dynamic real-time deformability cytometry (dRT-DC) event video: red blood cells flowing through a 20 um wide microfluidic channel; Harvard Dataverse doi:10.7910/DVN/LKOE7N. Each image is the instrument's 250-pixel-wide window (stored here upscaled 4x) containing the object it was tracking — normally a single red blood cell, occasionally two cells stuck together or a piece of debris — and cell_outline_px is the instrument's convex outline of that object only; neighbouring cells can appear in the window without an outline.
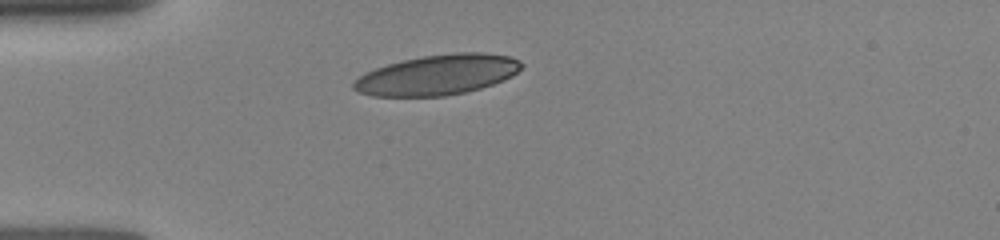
{"species": "human", "species_latin": "Homo sapiens", "temperature_condition": "room temperature", "stored_images_in_passage": 1, "camera_frame_rate_fps": 3000, "um_per_image_px": 0.085, "donor": {"sex": "female"}, "frame": {"image": 1, "passage_image": 1, "time_ms": 0.0, "image_size_px": [1000, 240], "cell_outline_px": [[524, 64], [512, 76], [492, 84], [480, 88], [464, 92], [444, 96], [372, 96], [360, 92], [352, 88], [352, 84], [364, 72], [388, 64], [404, 60], [424, 56], [452, 52], [484, 52], [508, 56], [520, 60]], "centroid_in_image_um": [37.19, 6.35], "position_along_channel_um": 47.8, "area_um2": 39.13}}